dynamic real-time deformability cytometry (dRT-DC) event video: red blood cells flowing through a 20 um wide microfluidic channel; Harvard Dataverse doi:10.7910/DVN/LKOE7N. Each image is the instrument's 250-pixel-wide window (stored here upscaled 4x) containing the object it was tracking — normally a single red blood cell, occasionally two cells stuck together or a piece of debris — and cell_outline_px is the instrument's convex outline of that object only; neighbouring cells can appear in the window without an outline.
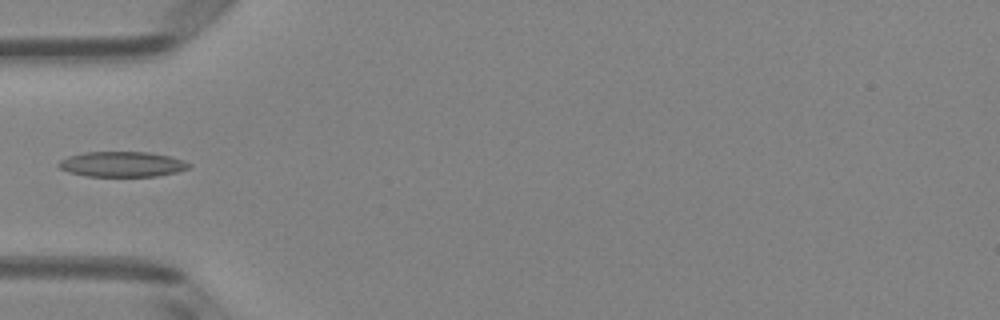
{"species": "Egyptian fruit bat (a non-hibernating species)", "species_latin": "Rousettus aegyptiacus", "temperature_condition": "room temperature", "stored_images_in_passage": 6, "camera_frame_rate_fps": 3000, "um_per_image_px": 0.085, "animal": {"sex": "female"}, "frame": {"image": 1, "passage_image": 5, "time_ms": 1.333, "image_size_px": [1000, 320], "cell_outline_px": [[192, 168], [176, 172], [156, 176], [88, 176], [68, 172], [60, 168], [56, 164], [60, 160], [68, 156], [84, 152], [148, 152], [172, 156], [184, 160], [192, 164]], "centroid_in_image_um": [10.41, 13.95], "position_along_channel_um": 74.6, "area_um2": 19.36}}
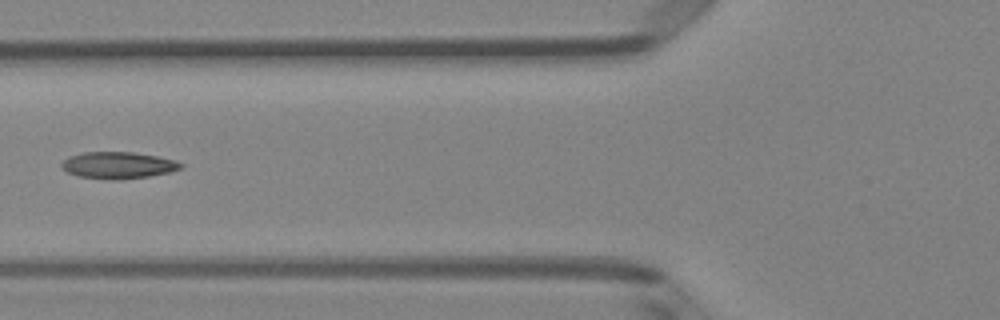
{"frame": {"image": 2, "passage_image": 6, "time_ms": 1.667, "image_size_px": [1000, 320], "cell_outline_px": [[184, 164], [180, 168], [172, 172], [148, 176], [120, 180], [112, 180], [80, 176], [68, 172], [60, 164], [68, 156], [84, 152], [132, 152], [156, 156], [176, 160]], "centroid_in_image_um": [10.06, 14.04], "position_along_channel_um": 115.7, "area_um2": 18.5}}